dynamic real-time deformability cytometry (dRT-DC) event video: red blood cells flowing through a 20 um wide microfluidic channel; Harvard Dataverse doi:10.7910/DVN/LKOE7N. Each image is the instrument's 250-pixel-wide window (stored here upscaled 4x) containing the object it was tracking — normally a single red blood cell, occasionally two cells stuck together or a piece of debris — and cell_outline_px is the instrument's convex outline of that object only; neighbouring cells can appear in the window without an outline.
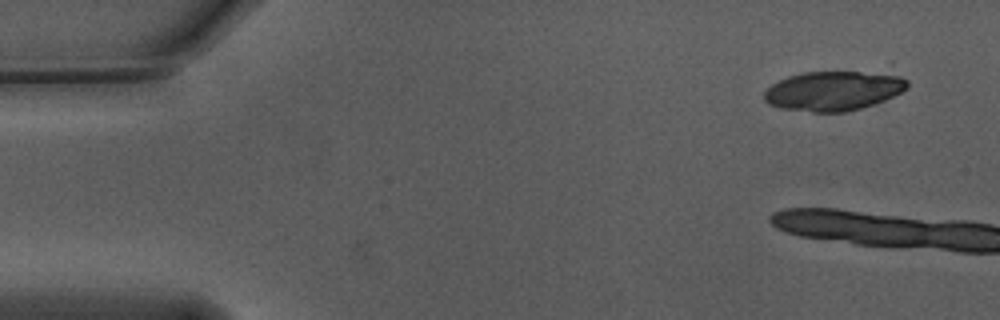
{"species": "Egyptian fruit bat (a non-hibernating species)", "species_latin": "Rousettus aegyptiacus", "temperature_condition": "warm", "stored_images_in_passage": 3, "camera_frame_rate_fps": 3000, "um_per_image_px": 0.085, "animal": {"sex": "male"}, "frame": {"image": 1, "passage_image": 1, "time_ms": 0.0, "image_size_px": [1000, 320], "cell_outline_px": [[908, 88], [884, 100], [860, 108], [844, 112], [812, 112], [780, 108], [768, 104], [764, 100], [764, 92], [772, 84], [788, 76], [804, 72], [860, 72], [900, 76], [908, 80]], "centroid_in_image_um": [70.8, 7.73], "position_along_channel_um": 14.2, "area_um2": 32.6}}